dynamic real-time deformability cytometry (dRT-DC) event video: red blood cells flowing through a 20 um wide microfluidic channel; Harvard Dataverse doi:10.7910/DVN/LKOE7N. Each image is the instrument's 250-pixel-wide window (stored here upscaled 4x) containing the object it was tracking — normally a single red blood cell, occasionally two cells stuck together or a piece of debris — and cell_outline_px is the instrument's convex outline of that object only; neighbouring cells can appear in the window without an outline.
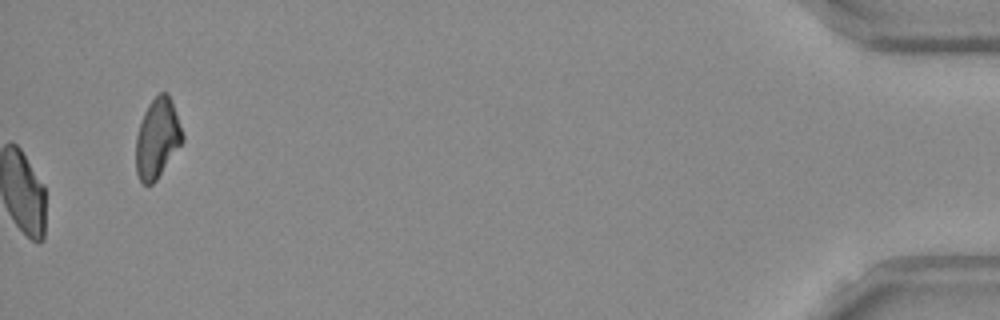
{"species": "Egyptian fruit bat (a non-hibernating species)", "species_latin": "Rousettus aegyptiacus", "temperature_condition": "room temperature", "stored_images_in_passage": 45, "camera_frame_rate_fps": 3000, "um_per_image_px": 0.085, "frame": {"image": 1, "passage_image": 45, "time_ms": 14.667, "image_size_px": [1000, 320], "cell_outline_px": [[184, 140], [156, 180], [152, 184], [144, 184], [140, 180], [136, 172], [136, 136], [144, 112], [148, 104], [160, 92], [168, 92], [184, 136]], "centroid_in_image_um": [13.36, 11.76], "position_along_channel_um": 421.8, "area_um2": 21.33}, "authors_computed_cell_mechanics": {"area_um2": 24.565, "velocity_mm_per_s": 3.8603, "shape_relaxation_time_tau1_ms": 10.0386, "shape_relaxation_time_tau2_ms": 1.5801, "deformation_change_tau1": 0.205, "deformation_change_tau2": 0.0865}}